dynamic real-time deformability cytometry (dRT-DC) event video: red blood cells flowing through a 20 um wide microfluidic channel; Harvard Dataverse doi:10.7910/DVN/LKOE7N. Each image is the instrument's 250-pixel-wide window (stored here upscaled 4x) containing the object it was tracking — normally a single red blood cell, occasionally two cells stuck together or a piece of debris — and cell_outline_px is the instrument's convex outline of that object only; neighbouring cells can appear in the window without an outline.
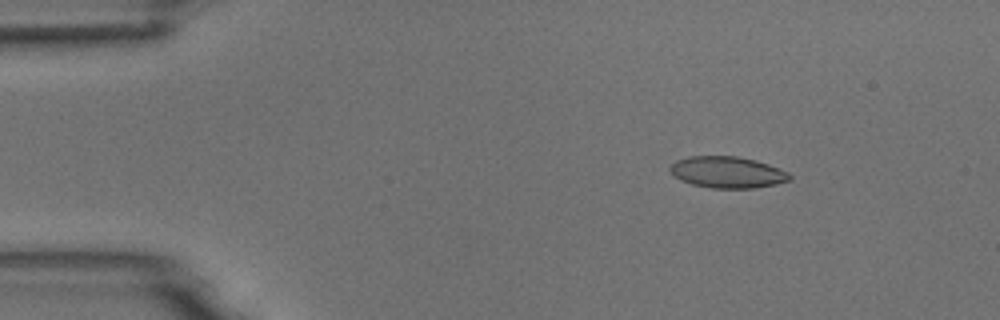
{"species": "common noctule bat (a hibernating species)", "species_latin": "Nyctalus noctula", "temperature_condition": "room temperature", "stored_images_in_passage": 55, "camera_frame_rate_fps": 3000, "um_per_image_px": 0.085, "animal": {"sex": "male", "body_mass_g": 18.8}, "frame": {"image": 1, "passage_image": 8, "time_ms": 2.333, "image_size_px": [1000, 320], "cell_outline_px": [[792, 176], [788, 180], [776, 184], [752, 188], [712, 188], [692, 184], [680, 180], [668, 168], [676, 160], [688, 156], [736, 156], [756, 160], [768, 164], [788, 172]], "centroid_in_image_um": [61.82, 14.63], "position_along_channel_um": 23.2, "area_um2": 21.79}}
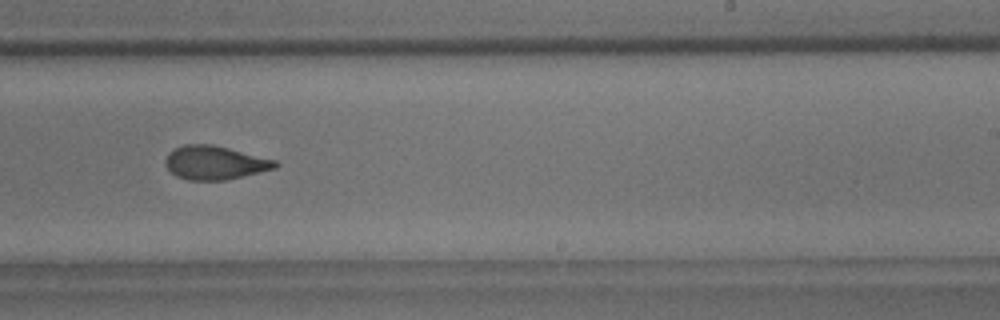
{"frame": {"image": 2, "passage_image": 34, "time_ms": 11.0, "image_size_px": [1000, 320], "cell_outline_px": [[280, 164], [276, 168], [260, 172], [224, 180], [188, 180], [176, 176], [164, 164], [164, 160], [168, 152], [184, 144], [212, 144], [276, 160]], "centroid_in_image_um": [18.24, 13.82], "position_along_channel_um": 270.8, "area_um2": 21.5}}
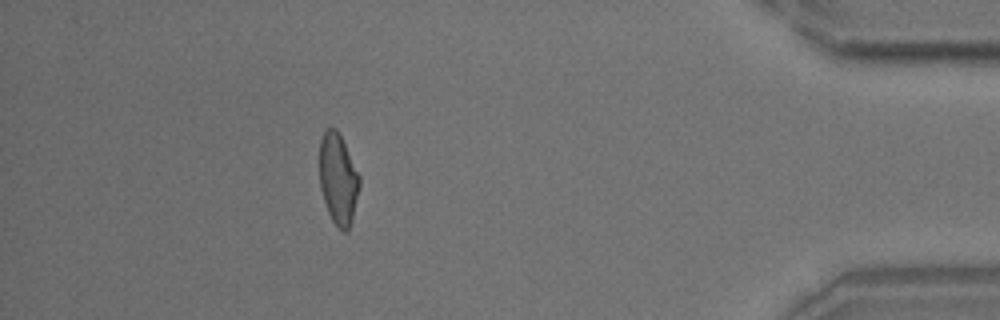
{"frame": {"image": 3, "passage_image": 49, "time_ms": 16.0, "image_size_px": [1000, 320], "cell_outline_px": [[360, 188], [352, 220], [348, 232], [344, 232], [332, 220], [328, 212], [320, 188], [320, 140], [324, 132], [328, 128], [336, 128], [360, 176]], "centroid_in_image_um": [28.75, 15.24], "position_along_channel_um": 406.4, "area_um2": 20.98}, "authors_computed_cell_mechanics": {"area_um2": 21.964, "velocity_mm_per_s": 3.7038, "shape_relaxation_time_tau1_ms": 5.8447, "shape_relaxation_time_tau2_ms": 2.0988, "deformation_change_tau1": 0.1641, "deformation_change_tau2": 0.0721}}